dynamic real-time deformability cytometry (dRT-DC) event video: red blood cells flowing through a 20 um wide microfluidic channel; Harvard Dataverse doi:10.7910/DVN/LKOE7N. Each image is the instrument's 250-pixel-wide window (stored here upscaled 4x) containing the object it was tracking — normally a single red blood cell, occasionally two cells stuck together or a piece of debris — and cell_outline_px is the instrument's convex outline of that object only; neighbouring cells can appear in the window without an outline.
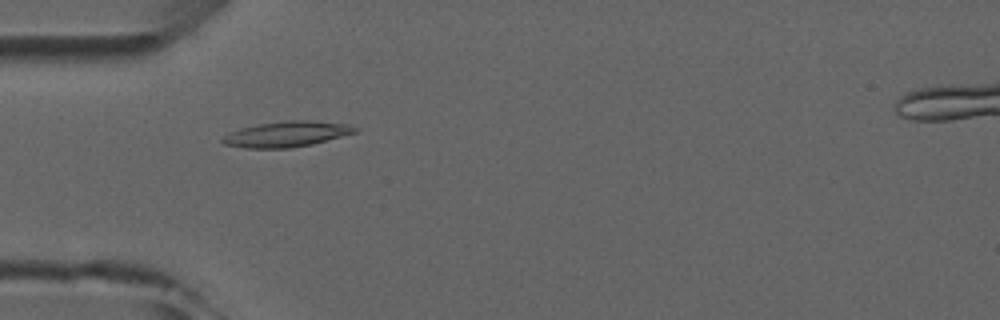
{"species": "common noctule bat (a hibernating species)", "species_latin": "Nyctalus noctula", "temperature_condition": "room temperature", "stored_images_in_passage": 6, "camera_frame_rate_fps": 3000, "um_per_image_px": 0.085, "animal": {"sex": "male", "forearm_length_mm": 52.5}, "frame": {"image": 1, "passage_image": 5, "time_ms": 4.667, "image_size_px": [1000, 320], "cell_outline_px": [[360, 128], [356, 132], [312, 144], [288, 148], [244, 148], [224, 144], [220, 140], [224, 136], [240, 128], [260, 124], [284, 120], [312, 120], [348, 124]], "centroid_in_image_um": [24.38, 11.39], "position_along_channel_um": 60.6, "area_um2": 19.65}}
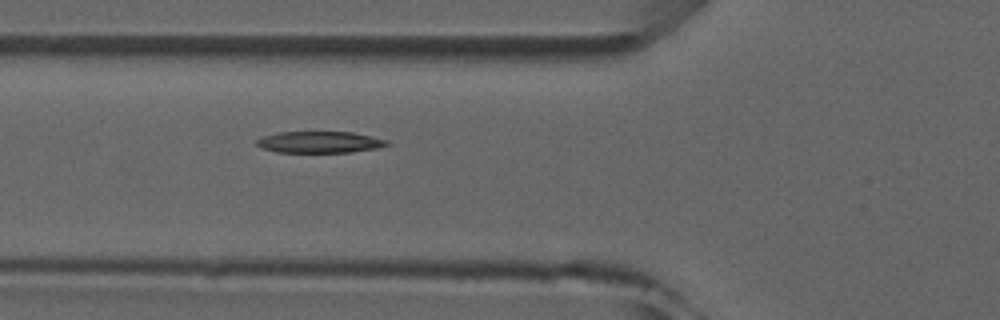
{"frame": {"image": 2, "passage_image": 6, "time_ms": 5.667, "image_size_px": [1000, 320], "cell_outline_px": [[392, 144], [376, 148], [352, 152], [276, 152], [264, 148], [256, 144], [256, 140], [264, 136], [280, 132], [352, 132], [372, 136], [388, 140]], "centroid_in_image_um": [27.22, 12.08], "position_along_channel_um": 98.6, "area_um2": 16.24}}